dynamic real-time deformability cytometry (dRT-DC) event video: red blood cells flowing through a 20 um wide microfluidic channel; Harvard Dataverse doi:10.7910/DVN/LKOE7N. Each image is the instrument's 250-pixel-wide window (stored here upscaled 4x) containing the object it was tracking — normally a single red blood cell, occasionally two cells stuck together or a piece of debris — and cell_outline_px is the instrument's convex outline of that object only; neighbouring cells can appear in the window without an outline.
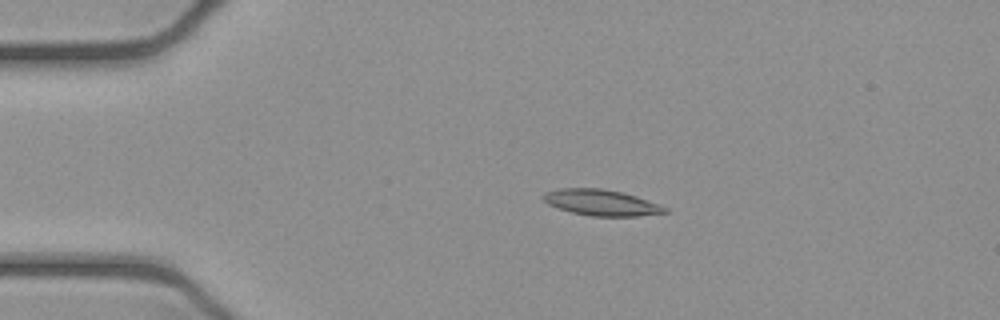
{"species": "common noctule bat (a hibernating species)", "species_latin": "Nyctalus noctula", "temperature_condition": "cold", "stored_images_in_passage": 51, "camera_frame_rate_fps": 3000, "um_per_image_px": 0.085, "animal": {"sex": "female", "body_mass_g": 21.9}, "frame": {"image": 1, "passage_image": 10, "time_ms": 3.0, "image_size_px": [1000, 320], "cell_outline_px": [[668, 212], [636, 216], [592, 216], [572, 212], [548, 204], [540, 196], [544, 192], [560, 188], [604, 188], [636, 196], [660, 204], [668, 208]], "centroid_in_image_um": [51.1, 17.21], "position_along_channel_um": 33.9, "area_um2": 18.38}}
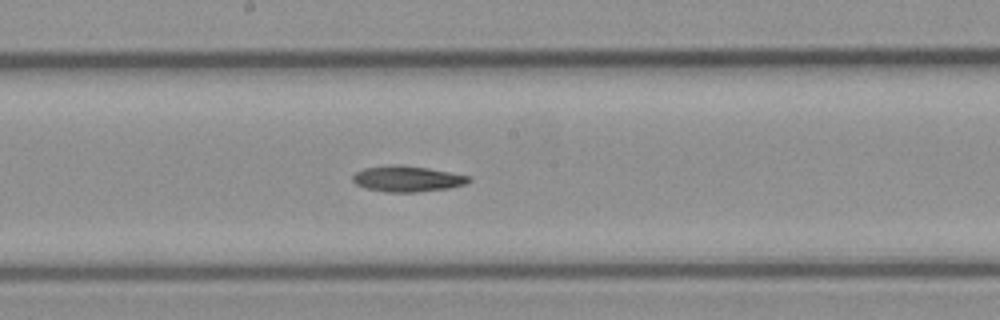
{"frame": {"image": 2, "passage_image": 27, "time_ms": 8.667, "image_size_px": [1000, 320], "cell_outline_px": [[472, 180], [464, 184], [448, 188], [416, 192], [384, 192], [364, 188], [356, 184], [352, 180], [352, 176], [356, 172], [364, 168], [392, 164], [400, 164], [428, 168], [472, 176]], "centroid_in_image_um": [34.6, 15.19], "position_along_channel_um": 213.6, "area_um2": 17.63}}
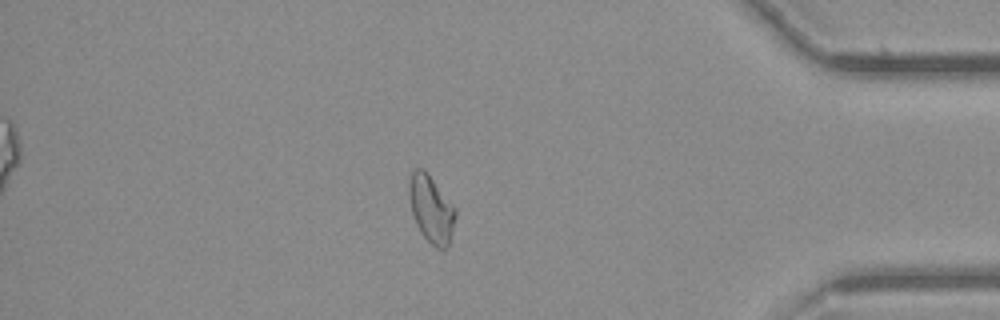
{"frame": {"image": 3, "passage_image": 44, "time_ms": 14.333, "image_size_px": [1000, 320], "cell_outline_px": [[456, 216], [448, 248], [436, 248], [420, 232], [416, 224], [412, 212], [408, 196], [408, 180], [412, 172], [416, 168], [424, 168], [456, 208]], "centroid_in_image_um": [36.64, 17.74], "position_along_channel_um": 398.6, "area_um2": 18.26}}